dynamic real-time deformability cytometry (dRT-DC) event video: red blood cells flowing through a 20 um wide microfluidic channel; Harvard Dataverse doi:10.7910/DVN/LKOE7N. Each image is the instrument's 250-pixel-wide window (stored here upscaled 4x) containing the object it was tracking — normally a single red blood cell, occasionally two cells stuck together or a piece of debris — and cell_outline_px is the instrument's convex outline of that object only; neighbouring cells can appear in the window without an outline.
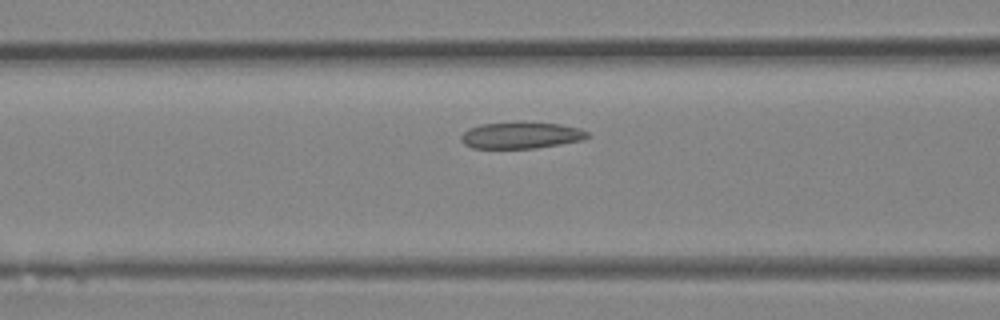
{"species": "Egyptian fruit bat (a non-hibernating species)", "species_latin": "Rousettus aegyptiacus", "temperature_condition": "room temperature", "stored_images_in_passage": 28, "camera_frame_rate_fps": 3000, "um_per_image_px": 0.085, "animal": {"sex": "female"}, "frame": {"image": 1, "passage_image": 9, "time_ms": 2.667, "image_size_px": [1000, 320], "cell_outline_px": [[592, 136], [584, 140], [536, 148], [472, 148], [464, 144], [460, 140], [460, 136], [468, 128], [480, 124], [520, 120], [524, 120], [560, 124], [580, 128], [588, 132]], "centroid_in_image_um": [44.3, 11.47], "position_along_channel_um": 122.3, "area_um2": 20.29}}
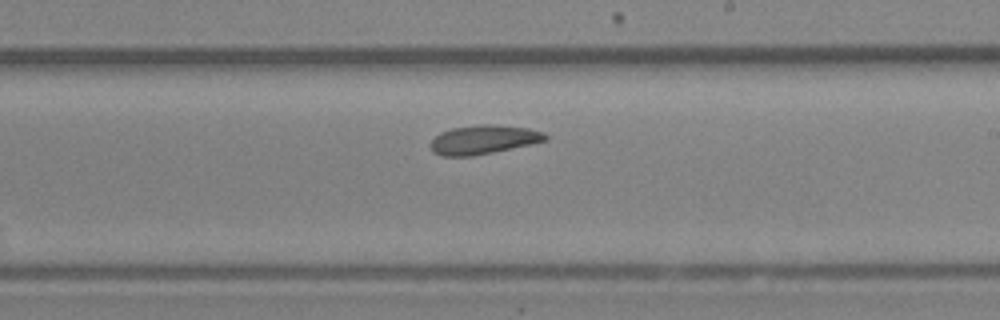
{"frame": {"image": 2, "passage_image": 16, "time_ms": 5.0, "image_size_px": [1000, 320], "cell_outline_px": [[548, 140], [492, 152], [472, 156], [440, 156], [432, 152], [432, 140], [440, 132], [452, 128], [480, 124], [488, 124], [528, 128], [544, 132], [548, 136]], "centroid_in_image_um": [41.09, 11.86], "position_along_channel_um": 247.9, "area_um2": 19.19}}
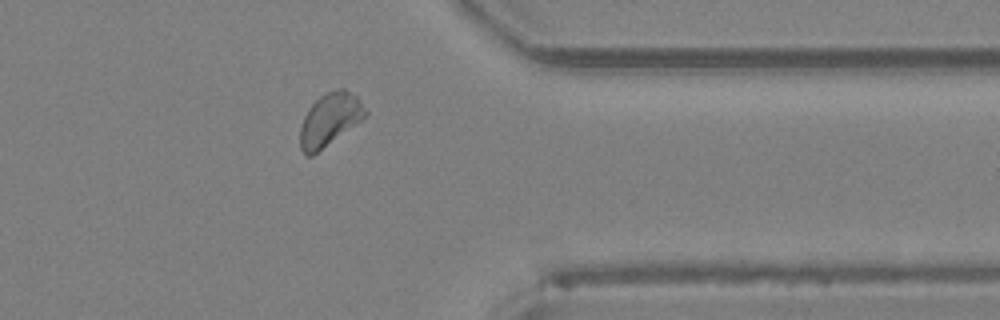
{"frame": {"image": 3, "passage_image": 24, "time_ms": 7.667, "image_size_px": [1000, 320], "cell_outline_px": [[368, 112], [360, 120], [312, 156], [304, 156], [300, 148], [300, 128], [304, 116], [308, 108], [320, 96], [328, 92], [340, 88], [344, 88], [356, 96]], "centroid_in_image_um": [27.98, 10.17], "position_along_channel_um": 383.4, "area_um2": 19.59}}